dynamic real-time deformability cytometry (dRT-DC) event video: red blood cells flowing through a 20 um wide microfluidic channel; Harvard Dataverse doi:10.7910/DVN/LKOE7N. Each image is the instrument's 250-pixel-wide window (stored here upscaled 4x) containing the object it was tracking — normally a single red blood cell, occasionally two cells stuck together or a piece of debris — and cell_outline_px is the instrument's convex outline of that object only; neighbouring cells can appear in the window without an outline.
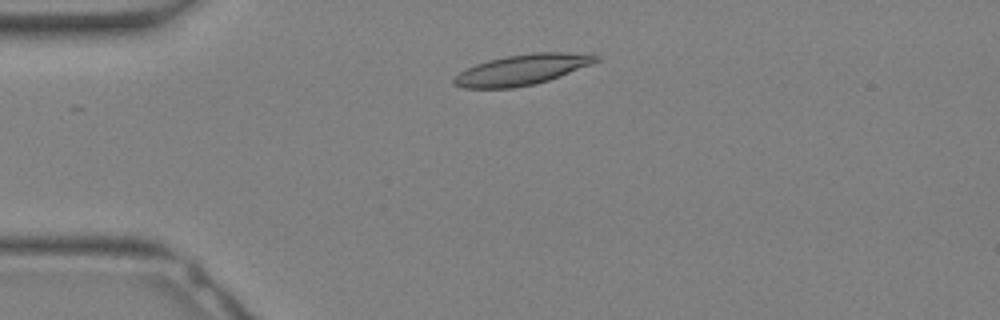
{"species": "Egyptian fruit bat (a non-hibernating species)", "species_latin": "Rousettus aegyptiacus", "temperature_condition": "warm", "stored_images_in_passage": 15, "camera_frame_rate_fps": 3000, "um_per_image_px": 0.085, "animal": {"sex": "female"}, "frame": {"image": 1, "passage_image": 5, "time_ms": 1.333, "image_size_px": [1000, 320], "cell_outline_px": [[600, 60], [592, 64], [548, 80], [536, 84], [512, 88], [464, 88], [452, 84], [452, 80], [460, 72], [476, 64], [488, 60], [508, 56], [532, 52], [592, 52], [600, 56]], "centroid_in_image_um": [44.44, 5.91], "position_along_channel_um": 40.6, "area_um2": 25.43}}
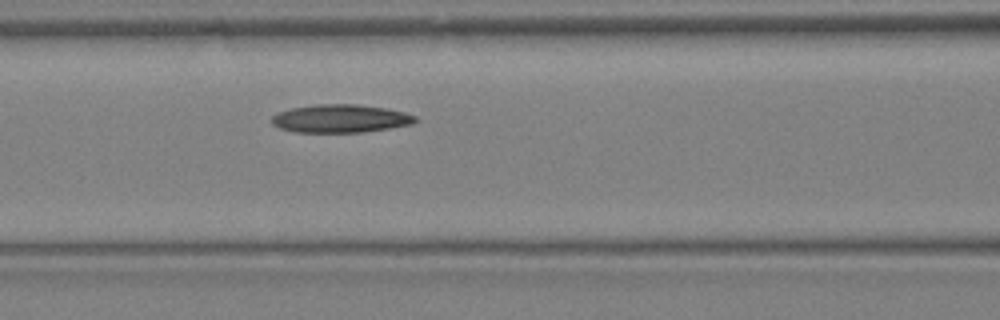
{"frame": {"image": 2, "passage_image": 11, "time_ms": 3.333, "image_size_px": [1000, 320], "cell_outline_px": [[420, 120], [412, 124], [364, 132], [292, 132], [280, 128], [272, 124], [272, 116], [276, 112], [292, 108], [316, 104], [360, 104], [388, 108], [404, 112], [416, 116]], "centroid_in_image_um": [28.95, 10.07], "position_along_channel_um": 137.6, "area_um2": 23.76}}
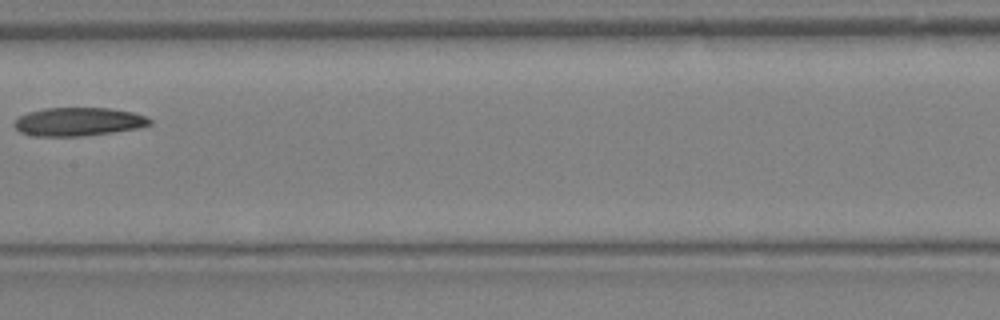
{"frame": {"image": 3, "passage_image": 14, "time_ms": 4.333, "image_size_px": [1000, 320], "cell_outline_px": [[152, 124], [136, 128], [112, 132], [80, 136], [36, 136], [20, 132], [12, 124], [20, 116], [28, 112], [44, 108], [112, 108], [132, 112], [144, 116], [152, 120]], "centroid_in_image_um": [6.65, 10.34], "position_along_channel_um": 200.8, "area_um2": 22.31}}